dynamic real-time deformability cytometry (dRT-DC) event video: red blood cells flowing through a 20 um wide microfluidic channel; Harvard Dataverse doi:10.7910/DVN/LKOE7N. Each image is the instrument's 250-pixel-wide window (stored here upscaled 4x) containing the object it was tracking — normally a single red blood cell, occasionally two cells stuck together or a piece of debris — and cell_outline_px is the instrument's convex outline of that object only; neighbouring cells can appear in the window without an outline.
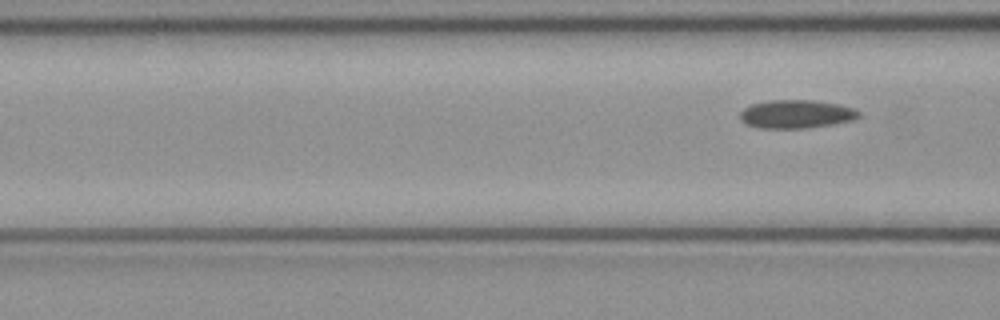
{"species": "common noctule bat (a hibernating species)", "species_latin": "Nyctalus noctula", "temperature_condition": "cold", "stored_images_in_passage": 4, "camera_frame_rate_fps": 3000, "um_per_image_px": 0.085, "animal": {"sex": "female", "body_mass_g": 21.9}, "frame": {"image": 1, "passage_image": 4, "time_ms": 1.0, "image_size_px": [1000, 320], "cell_outline_px": [[860, 116], [856, 120], [832, 124], [804, 128], [756, 128], [744, 124], [740, 120], [740, 112], [744, 108], [752, 104], [768, 100], [812, 100], [836, 104], [856, 108], [860, 112]], "centroid_in_image_um": [67.67, 9.7], "position_along_channel_um": 98.9, "area_um2": 19.83}}